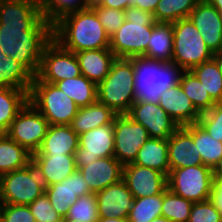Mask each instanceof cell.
<instances>
[{"label": "cell", "mask_w": 222, "mask_h": 222, "mask_svg": "<svg viewBox=\"0 0 222 222\" xmlns=\"http://www.w3.org/2000/svg\"><path fill=\"white\" fill-rule=\"evenodd\" d=\"M179 84L200 113L210 110L216 104L191 70L183 71Z\"/></svg>", "instance_id": "cell-34"}, {"label": "cell", "mask_w": 222, "mask_h": 222, "mask_svg": "<svg viewBox=\"0 0 222 222\" xmlns=\"http://www.w3.org/2000/svg\"><path fill=\"white\" fill-rule=\"evenodd\" d=\"M212 4L220 13H222V0H207Z\"/></svg>", "instance_id": "cell-51"}, {"label": "cell", "mask_w": 222, "mask_h": 222, "mask_svg": "<svg viewBox=\"0 0 222 222\" xmlns=\"http://www.w3.org/2000/svg\"><path fill=\"white\" fill-rule=\"evenodd\" d=\"M45 18L53 23L63 14L87 8L85 0H40Z\"/></svg>", "instance_id": "cell-39"}, {"label": "cell", "mask_w": 222, "mask_h": 222, "mask_svg": "<svg viewBox=\"0 0 222 222\" xmlns=\"http://www.w3.org/2000/svg\"><path fill=\"white\" fill-rule=\"evenodd\" d=\"M45 193V186L31 162L0 176L1 204L29 205Z\"/></svg>", "instance_id": "cell-8"}, {"label": "cell", "mask_w": 222, "mask_h": 222, "mask_svg": "<svg viewBox=\"0 0 222 222\" xmlns=\"http://www.w3.org/2000/svg\"><path fill=\"white\" fill-rule=\"evenodd\" d=\"M213 58L218 64L219 70L222 74V50L220 52L214 53Z\"/></svg>", "instance_id": "cell-49"}, {"label": "cell", "mask_w": 222, "mask_h": 222, "mask_svg": "<svg viewBox=\"0 0 222 222\" xmlns=\"http://www.w3.org/2000/svg\"><path fill=\"white\" fill-rule=\"evenodd\" d=\"M114 156V122L79 135V146L74 153L76 169L99 158Z\"/></svg>", "instance_id": "cell-13"}, {"label": "cell", "mask_w": 222, "mask_h": 222, "mask_svg": "<svg viewBox=\"0 0 222 222\" xmlns=\"http://www.w3.org/2000/svg\"><path fill=\"white\" fill-rule=\"evenodd\" d=\"M63 222H80V221L74 219H63Z\"/></svg>", "instance_id": "cell-54"}, {"label": "cell", "mask_w": 222, "mask_h": 222, "mask_svg": "<svg viewBox=\"0 0 222 222\" xmlns=\"http://www.w3.org/2000/svg\"><path fill=\"white\" fill-rule=\"evenodd\" d=\"M188 222H222L221 212L211 199L193 203Z\"/></svg>", "instance_id": "cell-43"}, {"label": "cell", "mask_w": 222, "mask_h": 222, "mask_svg": "<svg viewBox=\"0 0 222 222\" xmlns=\"http://www.w3.org/2000/svg\"><path fill=\"white\" fill-rule=\"evenodd\" d=\"M173 56V27L172 23L157 22L148 42L144 57L171 62Z\"/></svg>", "instance_id": "cell-29"}, {"label": "cell", "mask_w": 222, "mask_h": 222, "mask_svg": "<svg viewBox=\"0 0 222 222\" xmlns=\"http://www.w3.org/2000/svg\"><path fill=\"white\" fill-rule=\"evenodd\" d=\"M32 163L45 187L61 182L77 170L74 154L32 155Z\"/></svg>", "instance_id": "cell-22"}, {"label": "cell", "mask_w": 222, "mask_h": 222, "mask_svg": "<svg viewBox=\"0 0 222 222\" xmlns=\"http://www.w3.org/2000/svg\"><path fill=\"white\" fill-rule=\"evenodd\" d=\"M213 186L212 168L206 165L173 169L167 176V188L193 203L211 199Z\"/></svg>", "instance_id": "cell-9"}, {"label": "cell", "mask_w": 222, "mask_h": 222, "mask_svg": "<svg viewBox=\"0 0 222 222\" xmlns=\"http://www.w3.org/2000/svg\"><path fill=\"white\" fill-rule=\"evenodd\" d=\"M99 218L128 219L134 196L123 180L95 193Z\"/></svg>", "instance_id": "cell-18"}, {"label": "cell", "mask_w": 222, "mask_h": 222, "mask_svg": "<svg viewBox=\"0 0 222 222\" xmlns=\"http://www.w3.org/2000/svg\"><path fill=\"white\" fill-rule=\"evenodd\" d=\"M29 101L48 120L49 125H70L78 106L55 84L34 76Z\"/></svg>", "instance_id": "cell-6"}, {"label": "cell", "mask_w": 222, "mask_h": 222, "mask_svg": "<svg viewBox=\"0 0 222 222\" xmlns=\"http://www.w3.org/2000/svg\"><path fill=\"white\" fill-rule=\"evenodd\" d=\"M134 71V103L159 104L161 94L180 83L183 69L174 62L144 56L129 58Z\"/></svg>", "instance_id": "cell-3"}, {"label": "cell", "mask_w": 222, "mask_h": 222, "mask_svg": "<svg viewBox=\"0 0 222 222\" xmlns=\"http://www.w3.org/2000/svg\"><path fill=\"white\" fill-rule=\"evenodd\" d=\"M97 14L106 34L111 37L125 21V13L120 9L107 8L99 4L91 7Z\"/></svg>", "instance_id": "cell-41"}, {"label": "cell", "mask_w": 222, "mask_h": 222, "mask_svg": "<svg viewBox=\"0 0 222 222\" xmlns=\"http://www.w3.org/2000/svg\"><path fill=\"white\" fill-rule=\"evenodd\" d=\"M214 180H222V156L220 160L212 168Z\"/></svg>", "instance_id": "cell-48"}, {"label": "cell", "mask_w": 222, "mask_h": 222, "mask_svg": "<svg viewBox=\"0 0 222 222\" xmlns=\"http://www.w3.org/2000/svg\"><path fill=\"white\" fill-rule=\"evenodd\" d=\"M183 127L193 136L203 165L213 168L222 156V142L212 138L198 123Z\"/></svg>", "instance_id": "cell-32"}, {"label": "cell", "mask_w": 222, "mask_h": 222, "mask_svg": "<svg viewBox=\"0 0 222 222\" xmlns=\"http://www.w3.org/2000/svg\"><path fill=\"white\" fill-rule=\"evenodd\" d=\"M200 0H160L153 12L156 22L172 23L189 17Z\"/></svg>", "instance_id": "cell-35"}, {"label": "cell", "mask_w": 222, "mask_h": 222, "mask_svg": "<svg viewBox=\"0 0 222 222\" xmlns=\"http://www.w3.org/2000/svg\"><path fill=\"white\" fill-rule=\"evenodd\" d=\"M29 101V92L0 88V134H6L12 121Z\"/></svg>", "instance_id": "cell-30"}, {"label": "cell", "mask_w": 222, "mask_h": 222, "mask_svg": "<svg viewBox=\"0 0 222 222\" xmlns=\"http://www.w3.org/2000/svg\"><path fill=\"white\" fill-rule=\"evenodd\" d=\"M123 165L114 157L99 158L79 169L92 193L122 180Z\"/></svg>", "instance_id": "cell-19"}, {"label": "cell", "mask_w": 222, "mask_h": 222, "mask_svg": "<svg viewBox=\"0 0 222 222\" xmlns=\"http://www.w3.org/2000/svg\"><path fill=\"white\" fill-rule=\"evenodd\" d=\"M81 75L74 52L63 48L53 38L45 45L37 77L44 82L56 83Z\"/></svg>", "instance_id": "cell-11"}, {"label": "cell", "mask_w": 222, "mask_h": 222, "mask_svg": "<svg viewBox=\"0 0 222 222\" xmlns=\"http://www.w3.org/2000/svg\"><path fill=\"white\" fill-rule=\"evenodd\" d=\"M116 116L117 114L112 109L96 101L78 108L70 126L79 136L89 130L113 123Z\"/></svg>", "instance_id": "cell-25"}, {"label": "cell", "mask_w": 222, "mask_h": 222, "mask_svg": "<svg viewBox=\"0 0 222 222\" xmlns=\"http://www.w3.org/2000/svg\"><path fill=\"white\" fill-rule=\"evenodd\" d=\"M124 13L125 21L110 37L109 49L116 58L144 56L157 23L154 14L134 6H129Z\"/></svg>", "instance_id": "cell-4"}, {"label": "cell", "mask_w": 222, "mask_h": 222, "mask_svg": "<svg viewBox=\"0 0 222 222\" xmlns=\"http://www.w3.org/2000/svg\"><path fill=\"white\" fill-rule=\"evenodd\" d=\"M134 71L129 58H116L109 74L97 85V101L117 115L127 114L134 103Z\"/></svg>", "instance_id": "cell-5"}, {"label": "cell", "mask_w": 222, "mask_h": 222, "mask_svg": "<svg viewBox=\"0 0 222 222\" xmlns=\"http://www.w3.org/2000/svg\"><path fill=\"white\" fill-rule=\"evenodd\" d=\"M211 200L214 202L216 208L221 212L222 215V180H214Z\"/></svg>", "instance_id": "cell-45"}, {"label": "cell", "mask_w": 222, "mask_h": 222, "mask_svg": "<svg viewBox=\"0 0 222 222\" xmlns=\"http://www.w3.org/2000/svg\"><path fill=\"white\" fill-rule=\"evenodd\" d=\"M90 193L92 192L88 187V183L84 180L79 170H76L61 182L45 187L46 196L54 210L58 212L62 218L67 216L69 207L78 200V197Z\"/></svg>", "instance_id": "cell-17"}, {"label": "cell", "mask_w": 222, "mask_h": 222, "mask_svg": "<svg viewBox=\"0 0 222 222\" xmlns=\"http://www.w3.org/2000/svg\"><path fill=\"white\" fill-rule=\"evenodd\" d=\"M150 138L147 129L127 114L114 119V157L124 166L133 163L142 145Z\"/></svg>", "instance_id": "cell-12"}, {"label": "cell", "mask_w": 222, "mask_h": 222, "mask_svg": "<svg viewBox=\"0 0 222 222\" xmlns=\"http://www.w3.org/2000/svg\"><path fill=\"white\" fill-rule=\"evenodd\" d=\"M81 75L98 85L109 74L111 65L116 59L109 49L85 50L75 53Z\"/></svg>", "instance_id": "cell-24"}, {"label": "cell", "mask_w": 222, "mask_h": 222, "mask_svg": "<svg viewBox=\"0 0 222 222\" xmlns=\"http://www.w3.org/2000/svg\"><path fill=\"white\" fill-rule=\"evenodd\" d=\"M215 103L222 102V74L214 58L191 69Z\"/></svg>", "instance_id": "cell-33"}, {"label": "cell", "mask_w": 222, "mask_h": 222, "mask_svg": "<svg viewBox=\"0 0 222 222\" xmlns=\"http://www.w3.org/2000/svg\"><path fill=\"white\" fill-rule=\"evenodd\" d=\"M159 105L179 127L197 123L201 113L187 97L180 84L161 94Z\"/></svg>", "instance_id": "cell-21"}, {"label": "cell", "mask_w": 222, "mask_h": 222, "mask_svg": "<svg viewBox=\"0 0 222 222\" xmlns=\"http://www.w3.org/2000/svg\"><path fill=\"white\" fill-rule=\"evenodd\" d=\"M63 219H74L80 222H97L99 219L95 193L81 197L69 207L67 216Z\"/></svg>", "instance_id": "cell-38"}, {"label": "cell", "mask_w": 222, "mask_h": 222, "mask_svg": "<svg viewBox=\"0 0 222 222\" xmlns=\"http://www.w3.org/2000/svg\"><path fill=\"white\" fill-rule=\"evenodd\" d=\"M214 54L222 50V13L207 0H200L188 17Z\"/></svg>", "instance_id": "cell-16"}, {"label": "cell", "mask_w": 222, "mask_h": 222, "mask_svg": "<svg viewBox=\"0 0 222 222\" xmlns=\"http://www.w3.org/2000/svg\"><path fill=\"white\" fill-rule=\"evenodd\" d=\"M52 39V23L40 0H0V49L37 75L42 52Z\"/></svg>", "instance_id": "cell-1"}, {"label": "cell", "mask_w": 222, "mask_h": 222, "mask_svg": "<svg viewBox=\"0 0 222 222\" xmlns=\"http://www.w3.org/2000/svg\"><path fill=\"white\" fill-rule=\"evenodd\" d=\"M99 5L125 11L130 6V0H102Z\"/></svg>", "instance_id": "cell-47"}, {"label": "cell", "mask_w": 222, "mask_h": 222, "mask_svg": "<svg viewBox=\"0 0 222 222\" xmlns=\"http://www.w3.org/2000/svg\"><path fill=\"white\" fill-rule=\"evenodd\" d=\"M160 0H130V6L153 13Z\"/></svg>", "instance_id": "cell-46"}, {"label": "cell", "mask_w": 222, "mask_h": 222, "mask_svg": "<svg viewBox=\"0 0 222 222\" xmlns=\"http://www.w3.org/2000/svg\"><path fill=\"white\" fill-rule=\"evenodd\" d=\"M52 38L74 53L110 46V37L91 7L60 16L52 23Z\"/></svg>", "instance_id": "cell-2"}, {"label": "cell", "mask_w": 222, "mask_h": 222, "mask_svg": "<svg viewBox=\"0 0 222 222\" xmlns=\"http://www.w3.org/2000/svg\"><path fill=\"white\" fill-rule=\"evenodd\" d=\"M173 56L172 62L183 70H191L213 58V53L207 47L201 33L189 19L172 22Z\"/></svg>", "instance_id": "cell-7"}, {"label": "cell", "mask_w": 222, "mask_h": 222, "mask_svg": "<svg viewBox=\"0 0 222 222\" xmlns=\"http://www.w3.org/2000/svg\"><path fill=\"white\" fill-rule=\"evenodd\" d=\"M0 222H36L28 205L1 204Z\"/></svg>", "instance_id": "cell-44"}, {"label": "cell", "mask_w": 222, "mask_h": 222, "mask_svg": "<svg viewBox=\"0 0 222 222\" xmlns=\"http://www.w3.org/2000/svg\"><path fill=\"white\" fill-rule=\"evenodd\" d=\"M48 126V120L28 101L12 121L6 134L33 154L40 148Z\"/></svg>", "instance_id": "cell-10"}, {"label": "cell", "mask_w": 222, "mask_h": 222, "mask_svg": "<svg viewBox=\"0 0 222 222\" xmlns=\"http://www.w3.org/2000/svg\"><path fill=\"white\" fill-rule=\"evenodd\" d=\"M32 162V154L12 140L7 134H0V176L23 168Z\"/></svg>", "instance_id": "cell-28"}, {"label": "cell", "mask_w": 222, "mask_h": 222, "mask_svg": "<svg viewBox=\"0 0 222 222\" xmlns=\"http://www.w3.org/2000/svg\"><path fill=\"white\" fill-rule=\"evenodd\" d=\"M197 123L212 138L222 142V103H216L210 110L201 113Z\"/></svg>", "instance_id": "cell-40"}, {"label": "cell", "mask_w": 222, "mask_h": 222, "mask_svg": "<svg viewBox=\"0 0 222 222\" xmlns=\"http://www.w3.org/2000/svg\"><path fill=\"white\" fill-rule=\"evenodd\" d=\"M54 84L69 96L79 108L97 101V85L83 75L67 78Z\"/></svg>", "instance_id": "cell-31"}, {"label": "cell", "mask_w": 222, "mask_h": 222, "mask_svg": "<svg viewBox=\"0 0 222 222\" xmlns=\"http://www.w3.org/2000/svg\"><path fill=\"white\" fill-rule=\"evenodd\" d=\"M168 159L170 170L203 165L193 136L183 126L168 139Z\"/></svg>", "instance_id": "cell-20"}, {"label": "cell", "mask_w": 222, "mask_h": 222, "mask_svg": "<svg viewBox=\"0 0 222 222\" xmlns=\"http://www.w3.org/2000/svg\"><path fill=\"white\" fill-rule=\"evenodd\" d=\"M102 0H85L86 7H93L94 5L100 4Z\"/></svg>", "instance_id": "cell-52"}, {"label": "cell", "mask_w": 222, "mask_h": 222, "mask_svg": "<svg viewBox=\"0 0 222 222\" xmlns=\"http://www.w3.org/2000/svg\"><path fill=\"white\" fill-rule=\"evenodd\" d=\"M122 180L134 198L161 194L167 188V176L164 173L133 163L124 165Z\"/></svg>", "instance_id": "cell-15"}, {"label": "cell", "mask_w": 222, "mask_h": 222, "mask_svg": "<svg viewBox=\"0 0 222 222\" xmlns=\"http://www.w3.org/2000/svg\"><path fill=\"white\" fill-rule=\"evenodd\" d=\"M193 202L171 192L163 191L162 216L172 222H188Z\"/></svg>", "instance_id": "cell-37"}, {"label": "cell", "mask_w": 222, "mask_h": 222, "mask_svg": "<svg viewBox=\"0 0 222 222\" xmlns=\"http://www.w3.org/2000/svg\"><path fill=\"white\" fill-rule=\"evenodd\" d=\"M79 136L70 125H49L40 148L32 155L74 154Z\"/></svg>", "instance_id": "cell-23"}, {"label": "cell", "mask_w": 222, "mask_h": 222, "mask_svg": "<svg viewBox=\"0 0 222 222\" xmlns=\"http://www.w3.org/2000/svg\"><path fill=\"white\" fill-rule=\"evenodd\" d=\"M97 222H128V220L120 218H99Z\"/></svg>", "instance_id": "cell-50"}, {"label": "cell", "mask_w": 222, "mask_h": 222, "mask_svg": "<svg viewBox=\"0 0 222 222\" xmlns=\"http://www.w3.org/2000/svg\"><path fill=\"white\" fill-rule=\"evenodd\" d=\"M127 115L133 121L142 124L147 129L150 138L169 139L179 128L159 104L133 103Z\"/></svg>", "instance_id": "cell-14"}, {"label": "cell", "mask_w": 222, "mask_h": 222, "mask_svg": "<svg viewBox=\"0 0 222 222\" xmlns=\"http://www.w3.org/2000/svg\"><path fill=\"white\" fill-rule=\"evenodd\" d=\"M28 206L36 222H63L62 216L54 210L45 193Z\"/></svg>", "instance_id": "cell-42"}, {"label": "cell", "mask_w": 222, "mask_h": 222, "mask_svg": "<svg viewBox=\"0 0 222 222\" xmlns=\"http://www.w3.org/2000/svg\"><path fill=\"white\" fill-rule=\"evenodd\" d=\"M163 192L154 196L134 198L128 222H152L162 216Z\"/></svg>", "instance_id": "cell-36"}, {"label": "cell", "mask_w": 222, "mask_h": 222, "mask_svg": "<svg viewBox=\"0 0 222 222\" xmlns=\"http://www.w3.org/2000/svg\"><path fill=\"white\" fill-rule=\"evenodd\" d=\"M152 222H172V221L165 218L164 216H159L156 219H154Z\"/></svg>", "instance_id": "cell-53"}, {"label": "cell", "mask_w": 222, "mask_h": 222, "mask_svg": "<svg viewBox=\"0 0 222 222\" xmlns=\"http://www.w3.org/2000/svg\"><path fill=\"white\" fill-rule=\"evenodd\" d=\"M34 75L21 63L0 51V88L30 92Z\"/></svg>", "instance_id": "cell-26"}, {"label": "cell", "mask_w": 222, "mask_h": 222, "mask_svg": "<svg viewBox=\"0 0 222 222\" xmlns=\"http://www.w3.org/2000/svg\"><path fill=\"white\" fill-rule=\"evenodd\" d=\"M133 164L156 169L168 176V139L149 138L138 151Z\"/></svg>", "instance_id": "cell-27"}]
</instances>
